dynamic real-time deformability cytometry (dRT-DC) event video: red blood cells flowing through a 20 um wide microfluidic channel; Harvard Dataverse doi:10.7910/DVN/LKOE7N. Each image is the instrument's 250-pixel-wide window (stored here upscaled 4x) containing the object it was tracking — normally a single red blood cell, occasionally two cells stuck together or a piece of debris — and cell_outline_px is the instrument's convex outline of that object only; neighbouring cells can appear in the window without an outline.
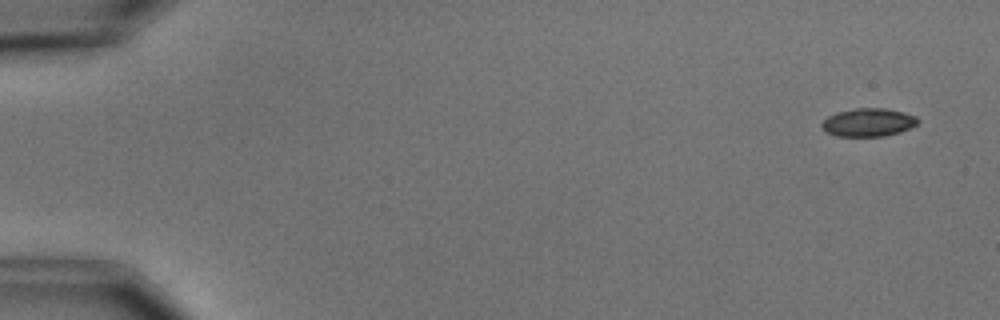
{"species": "common noctule bat (a hibernating species)", "species_latin": "Nyctalus noctula", "temperature_condition": "cold", "stored_images_in_passage": 5, "camera_frame_rate_fps": 3000, "um_per_image_px": 0.085, "animal": {"sex": "male", "body_mass_g": 15.6}, "frame": {"image": 1, "passage_image": 1, "time_ms": 0.0, "image_size_px": [1000, 320], "cell_outline_px": [[920, 120], [912, 128], [900, 132], [884, 136], [836, 136], [820, 128], [820, 124], [828, 116], [836, 112], [856, 108], [884, 108], [904, 112], [916, 116]], "centroid_in_image_um": [73.81, 10.4], "position_along_channel_um": 11.2, "area_um2": 15.9}}
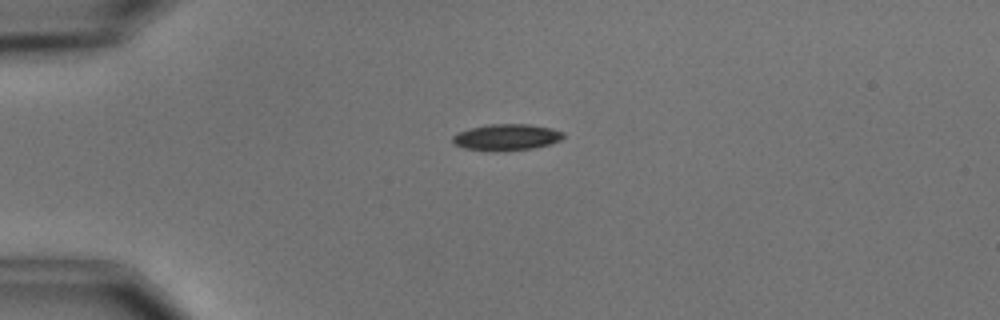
{"frame": {"image": 2, "passage_image": 4, "time_ms": 3.667, "image_size_px": [1000, 320], "cell_outline_px": [[564, 136], [560, 140], [548, 144], [532, 148], [464, 148], [452, 144], [452, 136], [456, 132], [488, 124], [528, 124], [552, 128], [564, 132]], "centroid_in_image_um": [43.05, 11.6], "position_along_channel_um": 41.9, "area_um2": 16.13}}